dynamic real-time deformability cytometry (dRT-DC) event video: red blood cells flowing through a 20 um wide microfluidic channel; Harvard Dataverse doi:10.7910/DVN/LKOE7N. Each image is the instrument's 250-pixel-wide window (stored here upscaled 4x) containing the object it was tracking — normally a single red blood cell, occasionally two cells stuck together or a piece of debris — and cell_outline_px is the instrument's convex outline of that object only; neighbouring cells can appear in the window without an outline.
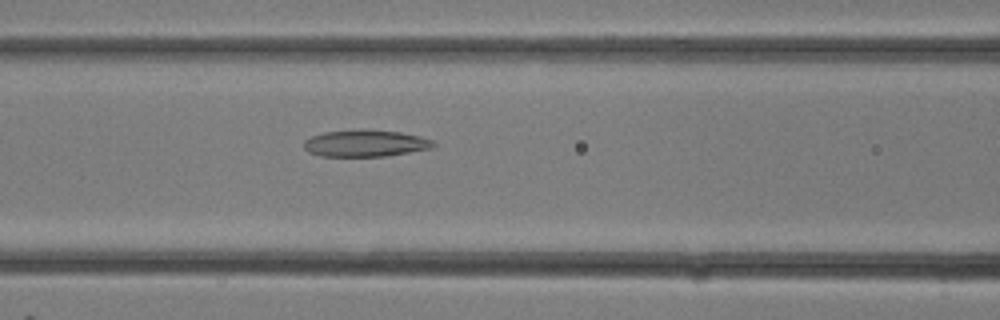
{"species": "common noctule bat (a hibernating species)", "species_latin": "Nyctalus noctula", "temperature_condition": "room temperature", "stored_images_in_passage": 28, "camera_frame_rate_fps": 3000, "um_per_image_px": 0.085, "animal": {"sex": "female"}, "frame": {"image": 1, "passage_image": 12, "time_ms": 3.667, "image_size_px": [1000, 320], "cell_outline_px": [[436, 144], [432, 148], [384, 156], [320, 156], [308, 152], [304, 148], [304, 140], [312, 136], [324, 132], [400, 132], [420, 136], [432, 140]], "centroid_in_image_um": [31.05, 12.22], "position_along_channel_um": 135.6, "area_um2": 19.25}}
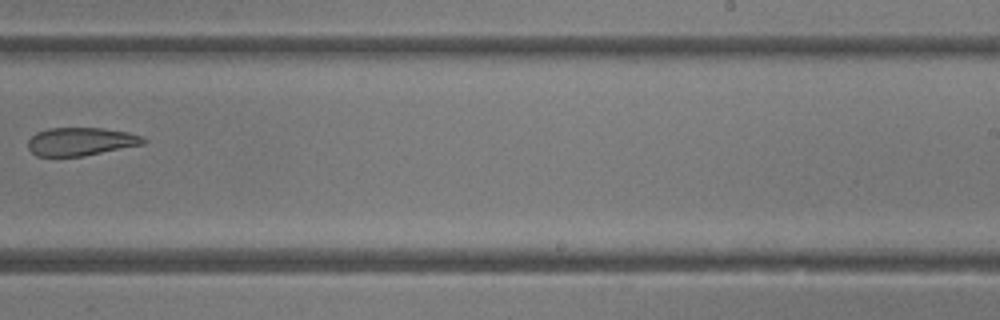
{"frame": {"image": 2, "passage_image": 18, "time_ms": 5.667, "image_size_px": [1000, 320], "cell_outline_px": [[148, 140], [144, 144], [84, 156], [36, 156], [28, 148], [28, 140], [36, 132], [48, 128], [100, 128], [128, 132], [140, 136]], "centroid_in_image_um": [6.86, 12.03], "position_along_channel_um": 282.1, "area_um2": 18.9}}
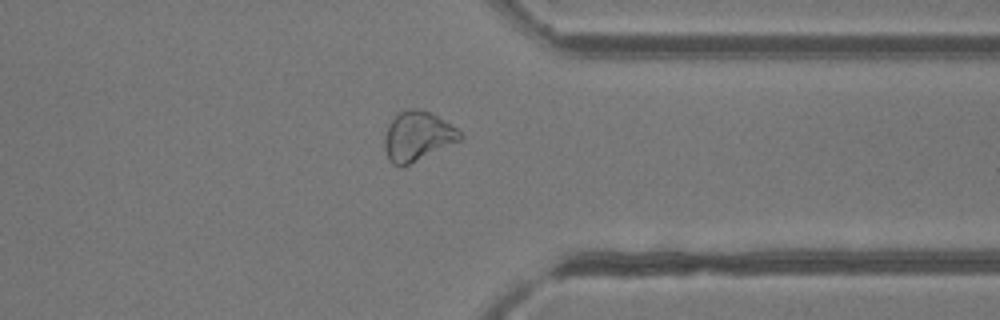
{"frame": {"image": 3, "passage_image": 22, "time_ms": 7.0, "image_size_px": [1000, 320], "cell_outline_px": [[464, 140], [404, 168], [400, 168], [392, 164], [388, 160], [384, 148], [384, 136], [388, 124], [400, 112], [412, 108], [416, 108], [428, 112], [444, 120], [456, 128], [464, 136]], "centroid_in_image_um": [35.5, 11.65], "position_along_channel_um": 375.9, "area_um2": 22.37}}